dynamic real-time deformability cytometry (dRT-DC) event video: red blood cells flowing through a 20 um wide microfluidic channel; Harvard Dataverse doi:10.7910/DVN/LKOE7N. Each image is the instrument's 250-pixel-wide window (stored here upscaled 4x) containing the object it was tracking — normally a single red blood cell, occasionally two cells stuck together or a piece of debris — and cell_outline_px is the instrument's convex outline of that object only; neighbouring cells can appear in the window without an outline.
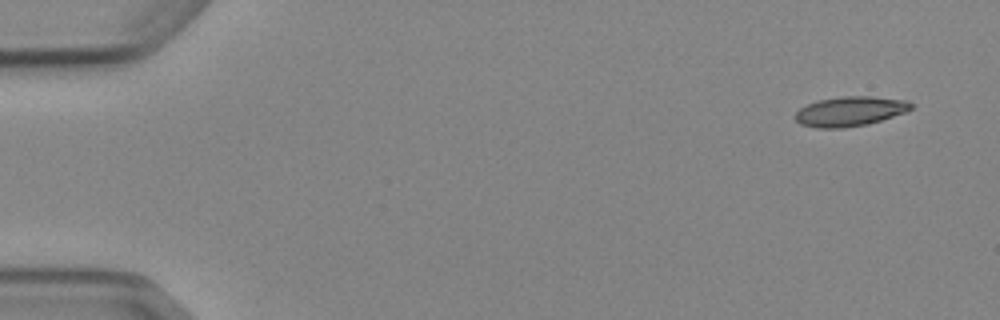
{"species": "Egyptian fruit bat (a non-hibernating species)", "species_latin": "Rousettus aegyptiacus", "temperature_condition": "cold", "stored_images_in_passage": 4, "camera_frame_rate_fps": 3000, "um_per_image_px": 0.085, "animal": {"sex": "female"}, "frame": {"image": 1, "passage_image": 1, "time_ms": 0.0, "image_size_px": [1000, 320], "cell_outline_px": [[912, 108], [904, 112], [868, 124], [840, 128], [816, 128], [800, 124], [796, 120], [796, 112], [800, 108], [816, 100], [840, 96], [872, 96], [908, 100], [912, 104]], "centroid_in_image_um": [72.23, 9.45], "position_along_channel_um": 12.8, "area_um2": 20.0}}
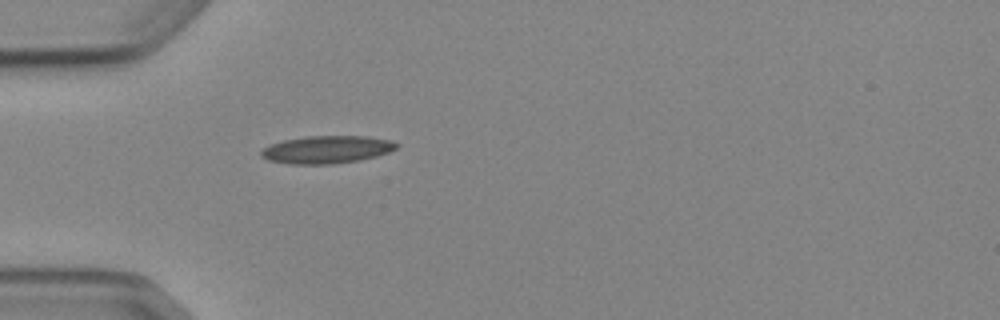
{"frame": {"image": 2, "passage_image": 4, "time_ms": 4.333, "image_size_px": [1000, 320], "cell_outline_px": [[400, 144], [396, 148], [388, 152], [376, 156], [360, 160], [332, 164], [288, 164], [268, 160], [260, 156], [260, 152], [264, 148], [272, 144], [284, 140], [304, 136], [368, 136], [388, 140]], "centroid_in_image_um": [27.76, 12.71], "position_along_channel_um": 57.2, "area_um2": 21.79}}